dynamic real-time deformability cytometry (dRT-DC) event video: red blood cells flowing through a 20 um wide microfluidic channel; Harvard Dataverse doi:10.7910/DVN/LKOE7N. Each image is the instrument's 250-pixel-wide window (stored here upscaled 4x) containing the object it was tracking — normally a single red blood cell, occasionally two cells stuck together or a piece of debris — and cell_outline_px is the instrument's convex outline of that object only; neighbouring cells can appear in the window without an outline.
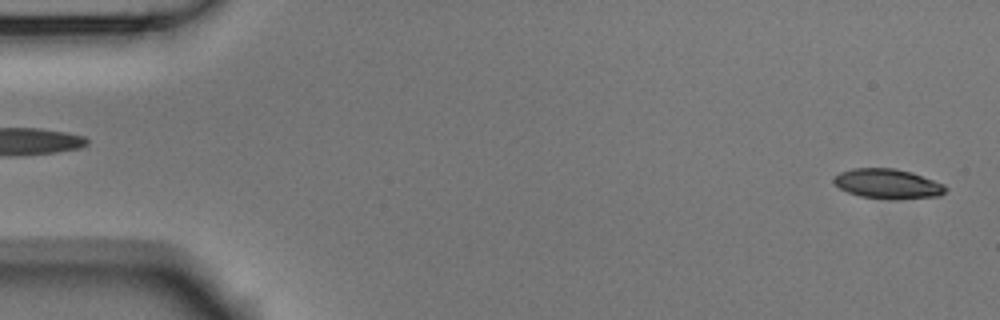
{"species": "Egyptian fruit bat (a non-hibernating species)", "species_latin": "Rousettus aegyptiacus", "temperature_condition": "room temperature", "stored_images_in_passage": 6, "segment_of_instrument_passage": [2, 2], "camera_frame_rate_fps": 3000, "um_per_image_px": 0.085, "animal": {"sex": "male"}, "frame": {"image": 1, "passage_image": 6, "time_ms": 1.667, "image_size_px": [1000, 320], "cell_outline_px": [[948, 188], [940, 196], [860, 196], [848, 192], [840, 188], [832, 180], [840, 172], [852, 168], [892, 168], [912, 172], [944, 184]], "centroid_in_image_um": [75.43, 15.56], "position_along_channel_um": 9.6, "area_um2": 18.26}}